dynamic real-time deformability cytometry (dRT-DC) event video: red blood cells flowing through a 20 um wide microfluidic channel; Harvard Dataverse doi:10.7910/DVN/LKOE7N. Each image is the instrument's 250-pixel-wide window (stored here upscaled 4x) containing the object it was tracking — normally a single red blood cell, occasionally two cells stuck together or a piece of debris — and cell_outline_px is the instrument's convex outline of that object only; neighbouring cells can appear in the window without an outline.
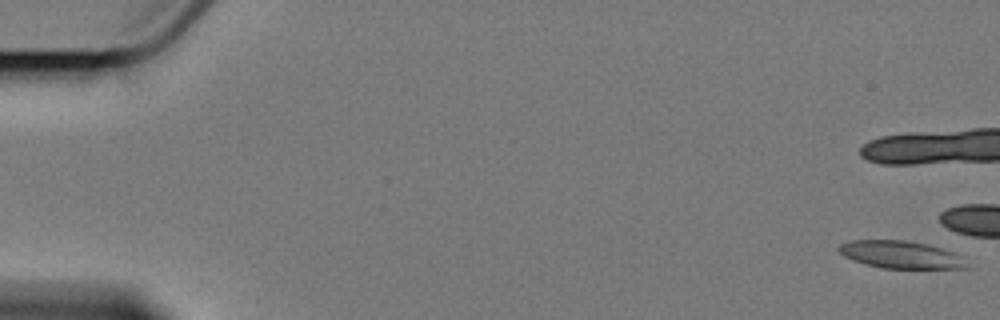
{"species": "Egyptian fruit bat (a non-hibernating species)", "species_latin": "Rousettus aegyptiacus", "temperature_condition": "cold", "stored_images_in_passage": 6, "camera_frame_rate_fps": 3000, "um_per_image_px": 0.085, "animal": {"sex": "female"}, "frame": {"image": 1, "passage_image": 1, "time_ms": 0.0, "image_size_px": [1000, 320], "cell_outline_px": [[972, 268], [880, 268], [852, 260], [844, 256], [836, 248], [840, 244], [852, 240], [908, 240], [928, 244], [952, 252], [960, 256]], "centroid_in_image_um": [76.55, 21.64], "position_along_channel_um": 8.5, "area_um2": 20.46}}